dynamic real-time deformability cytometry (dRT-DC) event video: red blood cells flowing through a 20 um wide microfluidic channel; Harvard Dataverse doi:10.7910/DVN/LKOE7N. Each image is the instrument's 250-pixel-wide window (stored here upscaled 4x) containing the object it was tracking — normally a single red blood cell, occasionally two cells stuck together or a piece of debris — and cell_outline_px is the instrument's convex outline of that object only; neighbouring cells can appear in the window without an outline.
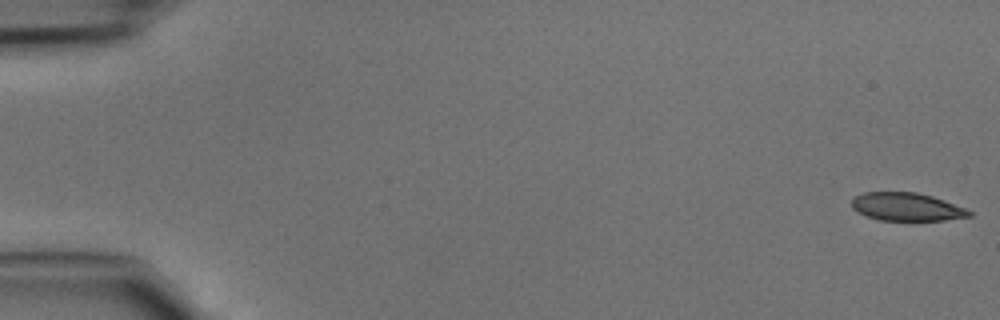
{"species": "common noctule bat (a hibernating species)", "species_latin": "Nyctalus noctula", "temperature_condition": "cold", "stored_images_in_passage": 46, "camera_frame_rate_fps": 3000, "um_per_image_px": 0.085, "animal": {"sex": "male", "body_mass_g": 15.6}, "frame": {"image": 1, "passage_image": 1, "time_ms": 0.0, "image_size_px": [1000, 320], "cell_outline_px": [[972, 216], [944, 220], [880, 220], [856, 212], [852, 208], [852, 200], [856, 196], [864, 192], [916, 192], [932, 196], [944, 200], [964, 208], [972, 212]], "centroid_in_image_um": [77.05, 17.58], "position_along_channel_um": 7.9, "area_um2": 19.07}}
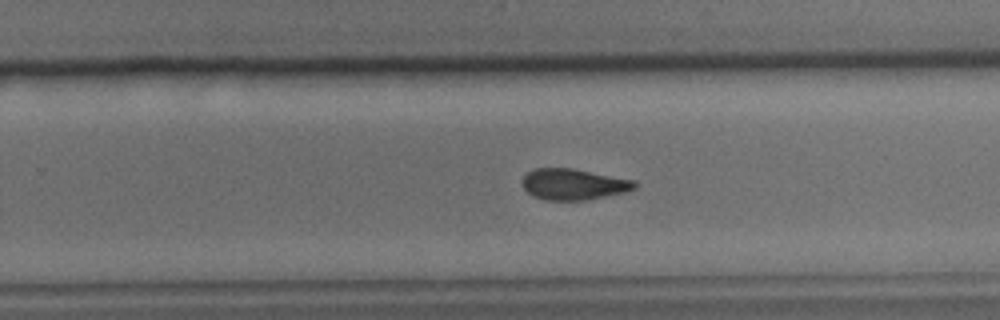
{"frame": {"image": 2, "passage_image": 30, "time_ms": 9.667, "image_size_px": [1000, 320], "cell_outline_px": [[636, 188], [624, 192], [588, 200], [544, 200], [532, 196], [524, 188], [520, 180], [532, 168], [572, 168], [636, 180]], "centroid_in_image_um": [48.73, 15.66], "position_along_channel_um": 281.1, "area_um2": 20.52}}
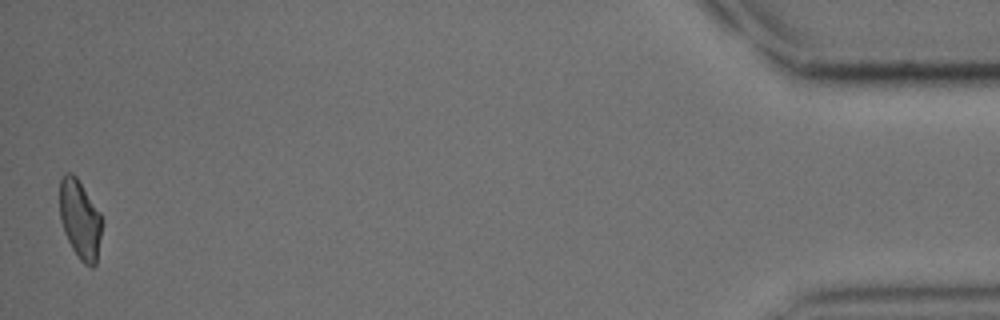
{"frame": {"image": 3, "passage_image": 46, "time_ms": 15.0, "image_size_px": [1000, 320], "cell_outline_px": [[104, 220], [96, 264], [92, 268], [84, 264], [80, 260], [72, 248], [64, 232], [60, 220], [60, 180], [64, 172], [72, 172], [76, 176], [100, 212]], "centroid_in_image_um": [6.82, 18.65], "position_along_channel_um": 428.4, "area_um2": 19.77}}